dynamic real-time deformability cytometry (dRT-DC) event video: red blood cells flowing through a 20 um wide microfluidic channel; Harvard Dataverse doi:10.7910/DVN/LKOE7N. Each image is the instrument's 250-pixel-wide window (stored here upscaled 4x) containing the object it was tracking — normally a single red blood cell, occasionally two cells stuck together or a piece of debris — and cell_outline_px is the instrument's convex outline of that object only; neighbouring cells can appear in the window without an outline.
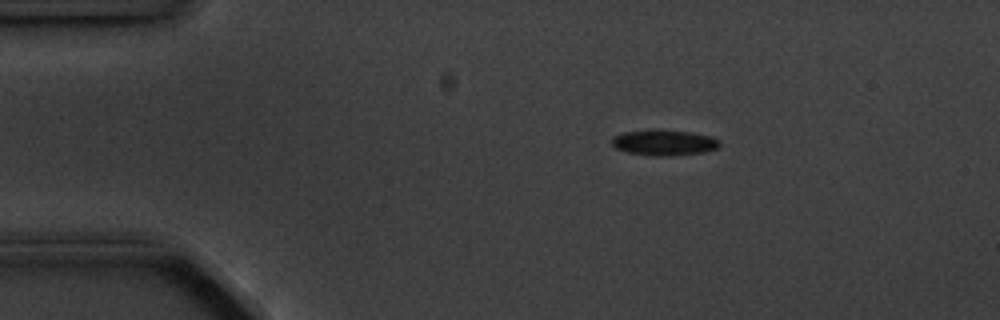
{"species": "common noctule bat (a hibernating species)", "species_latin": "Nyctalus noctula", "temperature_condition": "cold", "stored_images_in_passage": 2, "camera_frame_rate_fps": 3000, "um_per_image_px": 0.085, "animal": {"sex": "male", "body_mass_g": 20.1, "forearm_length_mm": 53.5}, "frame": {"image": 1, "passage_image": 1, "time_ms": 0.0, "image_size_px": [1000, 320], "cell_outline_px": [[720, 144], [716, 148], [704, 152], [672, 156], [656, 156], [628, 152], [616, 148], [612, 144], [612, 136], [624, 132], [692, 132], [712, 136], [720, 140]], "centroid_in_image_um": [56.49, 12.16], "position_along_channel_um": 28.5, "area_um2": 15.43}}